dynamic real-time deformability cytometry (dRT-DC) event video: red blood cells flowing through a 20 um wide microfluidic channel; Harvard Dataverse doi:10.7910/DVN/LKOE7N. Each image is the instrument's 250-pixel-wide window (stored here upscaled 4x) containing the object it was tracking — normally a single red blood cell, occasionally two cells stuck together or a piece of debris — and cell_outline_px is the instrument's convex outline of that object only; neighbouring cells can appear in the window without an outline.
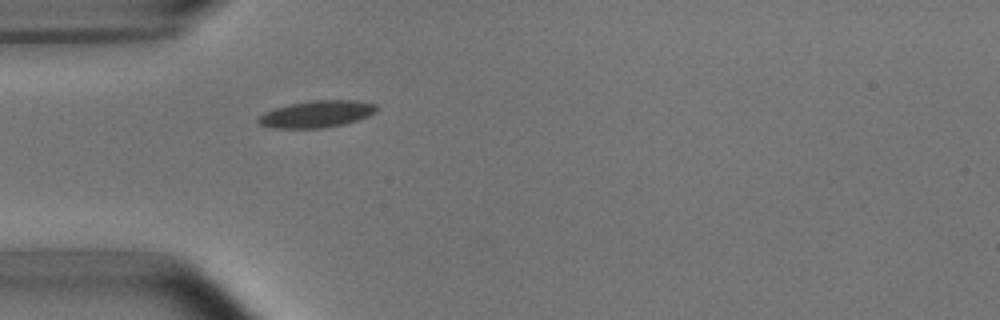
{"species": "common noctule bat (a hibernating species)", "species_latin": "Nyctalus noctula", "temperature_condition": "room temperature", "stored_images_in_passage": 1, "camera_frame_rate_fps": 3000, "um_per_image_px": 0.085, "animal": {"sex": "male", "body_mass_g": 15.6}, "frame": {"image": 1, "passage_image": 1, "time_ms": 0.0, "image_size_px": [1000, 320], "cell_outline_px": [[380, 108], [376, 112], [368, 116], [344, 124], [320, 128], [276, 128], [260, 124], [256, 120], [264, 112], [288, 104], [312, 100], [356, 100], [376, 104]], "centroid_in_image_um": [26.95, 9.68], "position_along_channel_um": 58.0, "area_um2": 18.5}}